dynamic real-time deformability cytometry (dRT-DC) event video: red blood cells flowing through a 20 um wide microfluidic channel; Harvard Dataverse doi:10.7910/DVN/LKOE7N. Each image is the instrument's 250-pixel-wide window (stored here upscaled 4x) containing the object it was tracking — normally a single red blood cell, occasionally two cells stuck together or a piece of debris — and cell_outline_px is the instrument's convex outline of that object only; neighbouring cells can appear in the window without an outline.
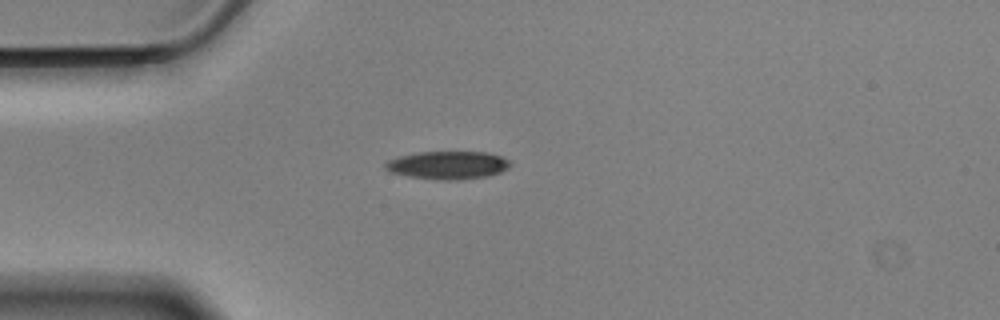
{"species": "Egyptian fruit bat (a non-hibernating species)", "species_latin": "Rousettus aegyptiacus", "temperature_condition": "cold", "stored_images_in_passage": 43, "camera_frame_rate_fps": 3000, "um_per_image_px": 0.085, "animal": {"sex": "male"}, "frame": {"image": 1, "passage_image": 1, "time_ms": 0.0, "image_size_px": [1000, 320], "cell_outline_px": [[512, 164], [508, 168], [500, 172], [488, 176], [460, 180], [436, 180], [408, 176], [388, 172], [384, 168], [384, 164], [388, 160], [400, 156], [420, 152], [484, 152], [500, 156], [508, 160]], "centroid_in_image_um": [38.04, 14.05], "position_along_channel_um": 47.0, "area_um2": 20.46}}
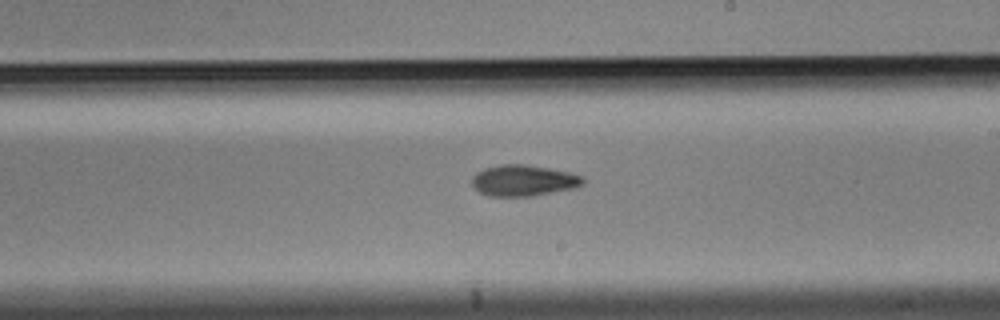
{"frame": {"image": 2, "passage_image": 19, "time_ms": 6.0, "image_size_px": [1000, 320], "cell_outline_px": [[584, 184], [576, 188], [532, 196], [488, 196], [480, 192], [472, 184], [472, 176], [476, 172], [484, 168], [500, 164], [524, 164], [548, 168], [568, 172], [584, 176]], "centroid_in_image_um": [44.51, 15.34], "position_along_channel_um": 244.5, "area_um2": 20.23}}
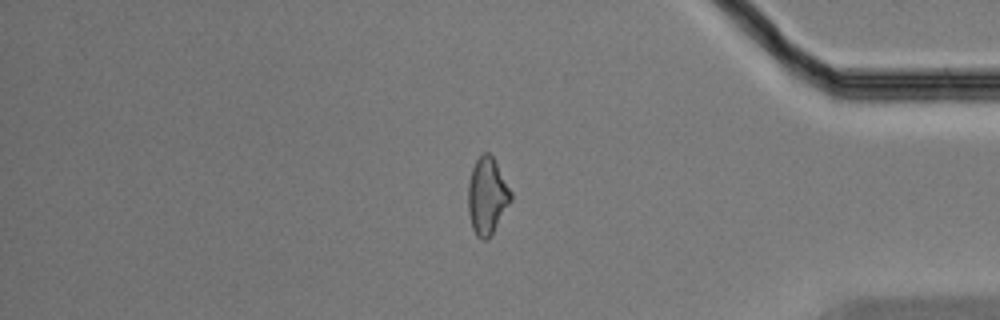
{"frame": {"image": 3, "passage_image": 34, "time_ms": 11.0, "image_size_px": [1000, 320], "cell_outline_px": [[512, 200], [488, 240], [480, 240], [476, 236], [472, 228], [468, 212], [468, 180], [472, 168], [476, 160], [484, 152], [488, 152], [492, 156], [512, 192]], "centroid_in_image_um": [41.39, 16.69], "position_along_channel_um": 393.8, "area_um2": 19.19}, "authors_computed_cell_mechanics": {"area_um2": 19.7676, "velocity_mm_per_s": 3.5144, "shape_relaxation_time_tau1_ms": 9.042, "shape_relaxation_time_tau2_ms": null, "deformation_change_tau1": 0.1816, "deformation_change_tau2": null}}